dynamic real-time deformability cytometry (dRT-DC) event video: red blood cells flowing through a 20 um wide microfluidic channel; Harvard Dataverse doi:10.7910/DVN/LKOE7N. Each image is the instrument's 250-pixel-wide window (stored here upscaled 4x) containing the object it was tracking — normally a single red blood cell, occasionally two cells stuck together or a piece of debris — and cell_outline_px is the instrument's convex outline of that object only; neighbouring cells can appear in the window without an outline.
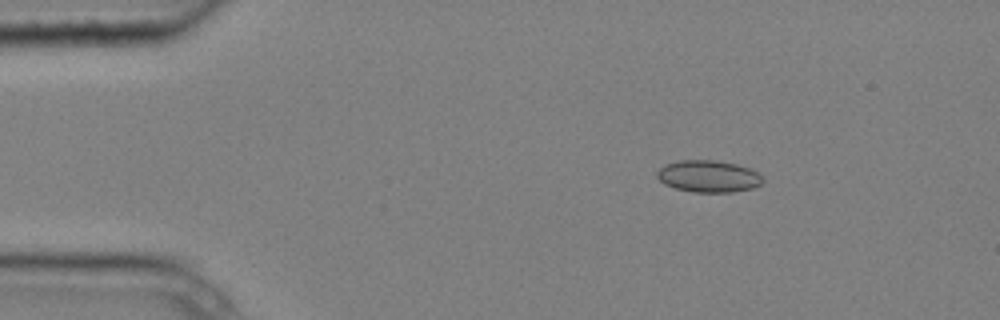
{"species": "common noctule bat (a hibernating species)", "species_latin": "Nyctalus noctula", "temperature_condition": "cold", "stored_images_in_passage": 5, "camera_frame_rate_fps": 3000, "um_per_image_px": 0.085, "animal": {"sex": "male", "body_mass_g": 20.4}, "frame": {"image": 1, "passage_image": 3, "time_ms": 0.667, "image_size_px": [1000, 320], "cell_outline_px": [[764, 180], [760, 184], [752, 188], [732, 192], [692, 192], [676, 188], [664, 184], [656, 176], [656, 172], [664, 164], [680, 160], [716, 160], [736, 164], [760, 172]], "centroid_in_image_um": [60.22, 14.98], "position_along_channel_um": 24.8, "area_um2": 19.77}}